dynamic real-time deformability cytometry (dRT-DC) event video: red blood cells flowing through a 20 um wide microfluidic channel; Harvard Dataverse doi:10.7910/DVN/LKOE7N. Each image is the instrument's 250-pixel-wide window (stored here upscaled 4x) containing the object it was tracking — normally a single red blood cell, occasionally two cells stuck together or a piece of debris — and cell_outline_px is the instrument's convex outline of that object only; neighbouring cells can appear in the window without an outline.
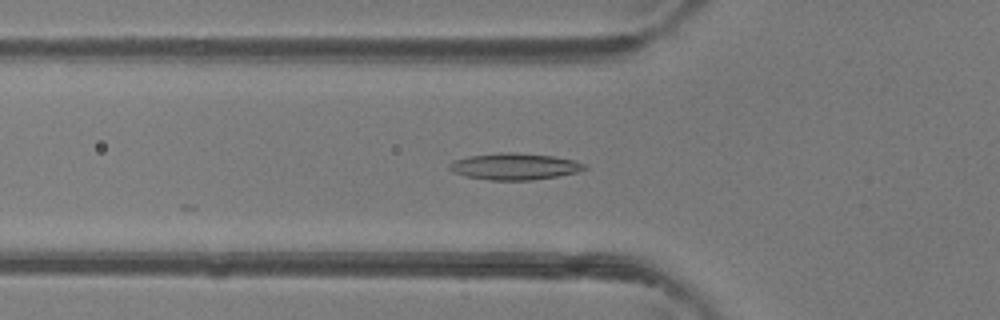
{"species": "common noctule bat (a hibernating species)", "species_latin": "Nyctalus noctula", "temperature_condition": "room temperature", "stored_images_in_passage": 46, "camera_frame_rate_fps": 3000, "um_per_image_px": 0.085, "animal": {"sex": "female"}, "frame": {"image": 1, "passage_image": 16, "time_ms": 5.0, "image_size_px": [1000, 320], "cell_outline_px": [[588, 168], [576, 172], [556, 176], [532, 180], [488, 180], [464, 176], [452, 172], [448, 168], [448, 164], [452, 160], [468, 156], [500, 152], [512, 152], [552, 156], [572, 160], [584, 164]], "centroid_in_image_um": [43.65, 14.15], "position_along_channel_um": 82.2, "area_um2": 20.92}}
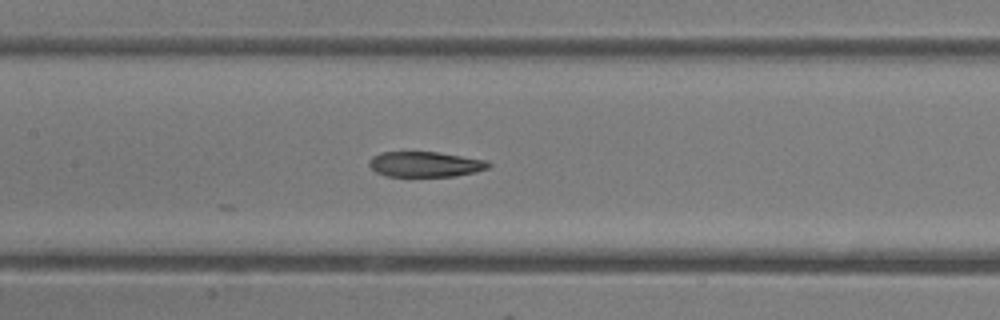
{"frame": {"image": 2, "passage_image": 22, "time_ms": 7.0, "image_size_px": [1000, 320], "cell_outline_px": [[492, 164], [488, 168], [476, 172], [456, 176], [384, 176], [376, 172], [368, 164], [368, 160], [372, 156], [380, 152], [436, 152], [484, 160]], "centroid_in_image_um": [36.1, 13.97], "position_along_channel_um": 171.3, "area_um2": 17.57}}
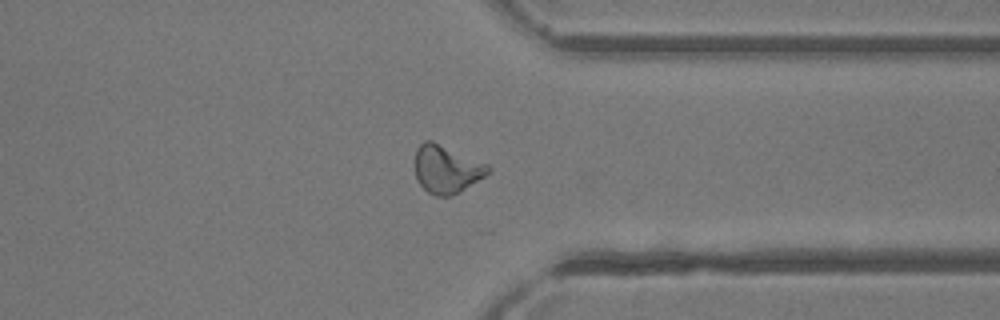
{"frame": {"image": 3, "passage_image": 36, "time_ms": 11.667, "image_size_px": [1000, 320], "cell_outline_px": [[492, 168], [484, 176], [452, 196], [436, 196], [428, 192], [416, 180], [416, 148], [424, 140], [432, 140], [488, 164]], "centroid_in_image_um": [37.94, 14.37], "position_along_channel_um": 373.5, "area_um2": 20.23}, "authors_computed_cell_mechanics": {"area_um2": 19.8832, "velocity_mm_per_s": 4.4216, "shape_relaxation_time_tau1_ms": null, "shape_relaxation_time_tau2_ms": 3.125, "deformation_change_tau1": null, "deformation_change_tau2": 0.102}}